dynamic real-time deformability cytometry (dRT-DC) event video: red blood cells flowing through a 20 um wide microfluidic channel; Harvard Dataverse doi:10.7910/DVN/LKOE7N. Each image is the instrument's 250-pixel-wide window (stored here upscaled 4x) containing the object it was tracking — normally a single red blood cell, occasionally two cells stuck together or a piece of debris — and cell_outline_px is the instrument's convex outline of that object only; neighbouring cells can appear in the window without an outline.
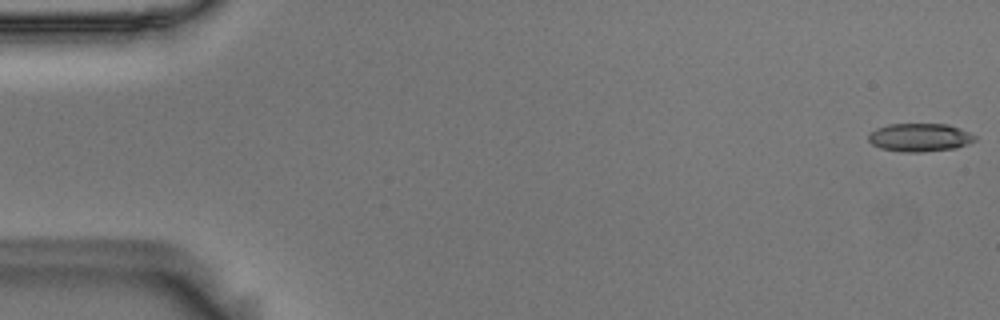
{"species": "Egyptian fruit bat (a non-hibernating species)", "species_latin": "Rousettus aegyptiacus", "temperature_condition": "room temperature", "stored_images_in_passage": 56, "camera_frame_rate_fps": 3000, "um_per_image_px": 0.085, "animal": {"sex": "male"}, "frame": {"image": 1, "passage_image": 1, "time_ms": 0.0, "image_size_px": [1000, 320], "cell_outline_px": [[976, 140], [968, 144], [956, 148], [920, 152], [900, 152], [880, 148], [872, 144], [868, 140], [868, 136], [876, 128], [888, 124], [948, 124], [960, 128], [976, 136]], "centroid_in_image_um": [78.18, 11.68], "position_along_channel_um": 6.8, "area_um2": 17.57}}
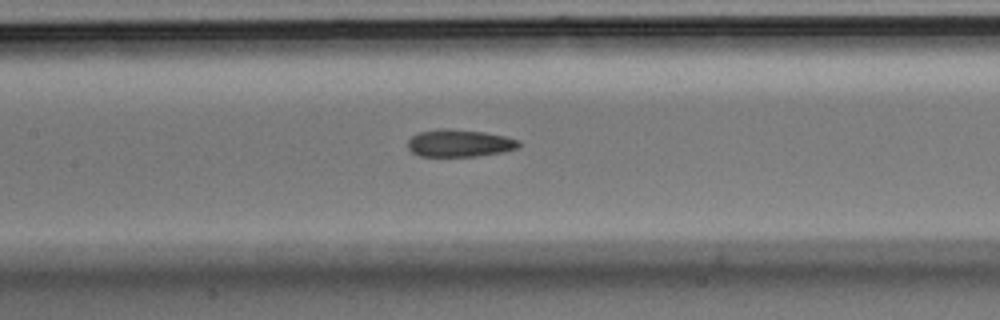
{"frame": {"image": 2, "passage_image": 26, "time_ms": 8.333, "image_size_px": [1000, 320], "cell_outline_px": [[520, 148], [504, 152], [476, 156], [420, 156], [412, 152], [408, 148], [408, 140], [412, 136], [420, 132], [440, 128], [444, 128], [484, 132], [504, 136], [520, 140]], "centroid_in_image_um": [39.08, 12.17], "position_along_channel_um": 168.3, "area_um2": 17.74}}
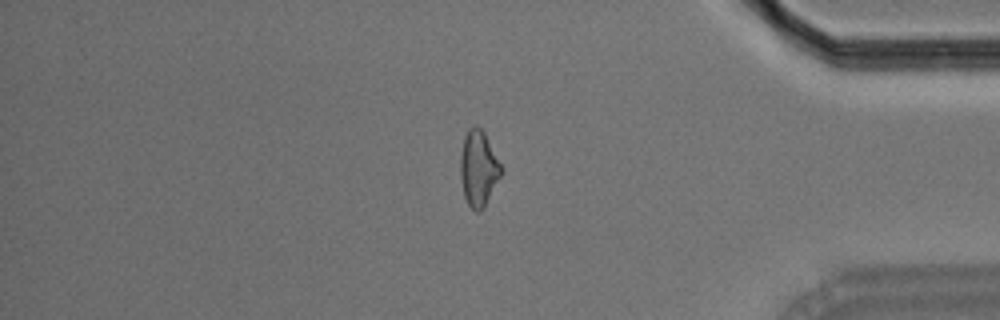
{"frame": {"image": 3, "passage_image": 47, "time_ms": 15.333, "image_size_px": [1000, 320], "cell_outline_px": [[504, 172], [484, 208], [480, 212], [476, 212], [468, 204], [464, 196], [460, 176], [460, 156], [464, 136], [468, 128], [472, 124], [476, 124], [484, 132], [504, 168]], "centroid_in_image_um": [40.7, 14.3], "position_along_channel_um": 394.5, "area_um2": 18.5}, "authors_computed_cell_mechanics": {"area_um2": 17.9758, "velocity_mm_per_s": 3.6256, "shape_relaxation_time_tau1_ms": 5.2059, "shape_relaxation_time_tau2_ms": 2.9681, "deformation_change_tau1": 0.1422, "deformation_change_tau2": 0.1008}}